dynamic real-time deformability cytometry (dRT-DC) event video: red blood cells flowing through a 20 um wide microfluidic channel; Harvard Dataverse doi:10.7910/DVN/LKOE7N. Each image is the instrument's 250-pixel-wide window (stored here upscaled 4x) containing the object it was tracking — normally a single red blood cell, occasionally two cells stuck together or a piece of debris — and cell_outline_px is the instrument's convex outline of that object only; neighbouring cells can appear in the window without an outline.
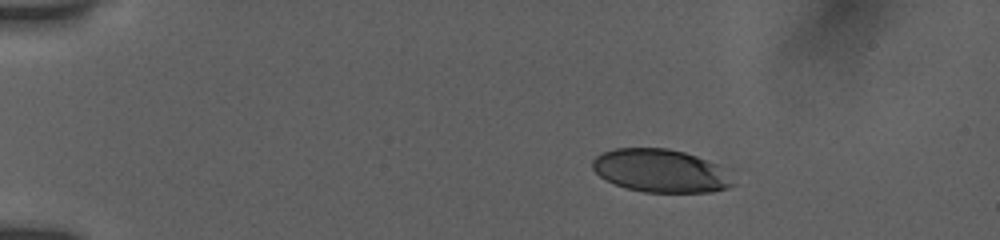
{"species": "human", "species_latin": "Homo sapiens", "temperature_condition": "room temperature", "stored_images_in_passage": 31, "camera_frame_rate_fps": 3000, "um_per_image_px": 0.085, "donor": {"sex": "female"}, "frame": {"image": 1, "passage_image": 1, "time_ms": 0.0, "image_size_px": [1000, 240], "cell_outline_px": [[736, 184], [728, 188], [712, 192], [644, 192], [628, 188], [604, 180], [592, 168], [592, 160], [596, 156], [604, 152], [616, 148], [668, 148], [684, 152], [696, 156], [716, 164]], "centroid_in_image_um": [56.11, 14.52], "position_along_channel_um": 28.9, "area_um2": 34.97}}
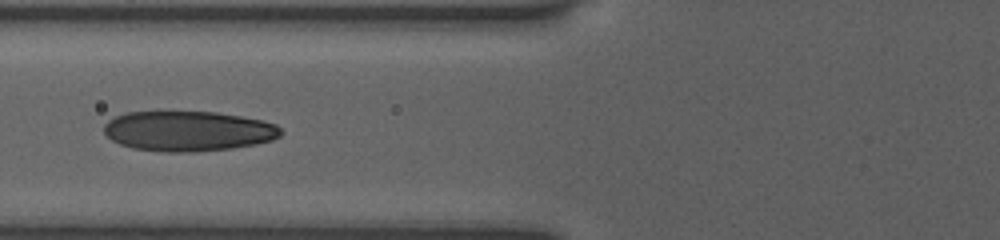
{"frame": {"image": 2, "passage_image": 18, "time_ms": 4.333, "image_size_px": [1000, 240], "cell_outline_px": [[284, 132], [280, 136], [272, 140], [256, 144], [232, 148], [192, 152], [164, 152], [132, 148], [120, 144], [112, 140], [104, 132], [104, 124], [108, 120], [124, 112], [216, 112], [240, 116], [260, 120], [276, 124]], "centroid_in_image_um": [15.99, 11.14], "position_along_channel_um": 109.8, "area_um2": 41.38}}
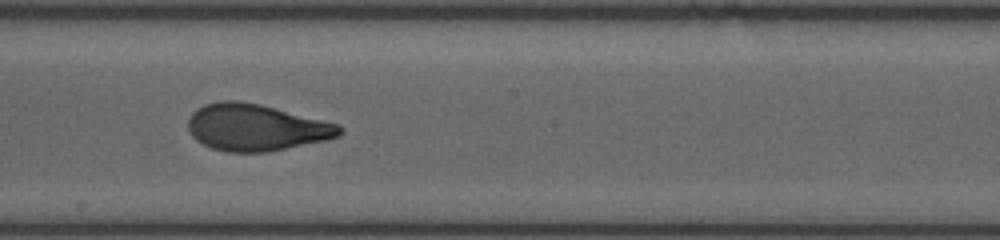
{"frame": {"image": 3, "passage_image": 30, "time_ms": 7.333, "image_size_px": [1000, 240], "cell_outline_px": [[344, 132], [340, 136], [324, 140], [268, 152], [228, 152], [212, 148], [196, 140], [192, 136], [188, 128], [188, 120], [192, 112], [196, 108], [204, 104], [224, 100], [240, 100], [260, 104], [340, 124], [344, 128]], "centroid_in_image_um": [21.77, 10.82], "position_along_channel_um": 226.4, "area_um2": 41.38}}